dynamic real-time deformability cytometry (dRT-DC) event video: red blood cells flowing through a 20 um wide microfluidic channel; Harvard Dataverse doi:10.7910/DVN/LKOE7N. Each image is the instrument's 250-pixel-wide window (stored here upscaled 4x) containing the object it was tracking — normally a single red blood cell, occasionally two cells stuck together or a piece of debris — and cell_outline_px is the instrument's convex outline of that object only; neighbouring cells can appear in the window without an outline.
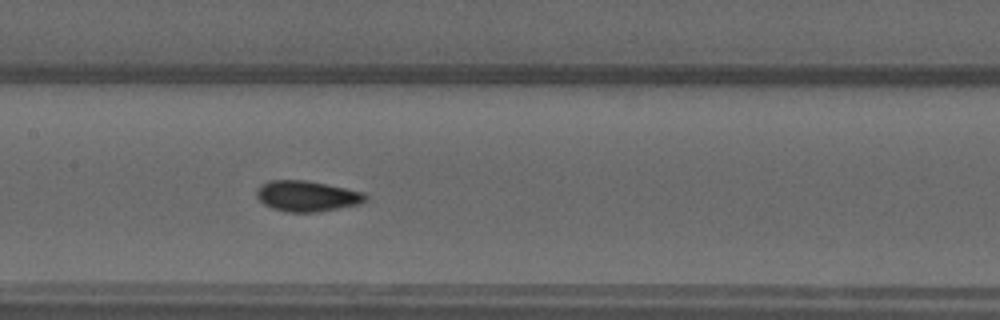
{"species": "common noctule bat (a hibernating species)", "species_latin": "Nyctalus noctula", "temperature_condition": "warm", "stored_images_in_passage": 49, "camera_frame_rate_fps": 3000, "um_per_image_px": 0.085, "animal": {"sex": "male", "forearm_length_mm": 52.5}, "frame": {"image": 1, "passage_image": 23, "time_ms": 7.333, "image_size_px": [1000, 320], "cell_outline_px": [[368, 200], [364, 204], [316, 212], [284, 212], [272, 208], [264, 204], [256, 196], [256, 188], [268, 180], [308, 180], [364, 192], [368, 196]], "centroid_in_image_um": [26.12, 16.67], "position_along_channel_um": 181.3, "area_um2": 19.83}}
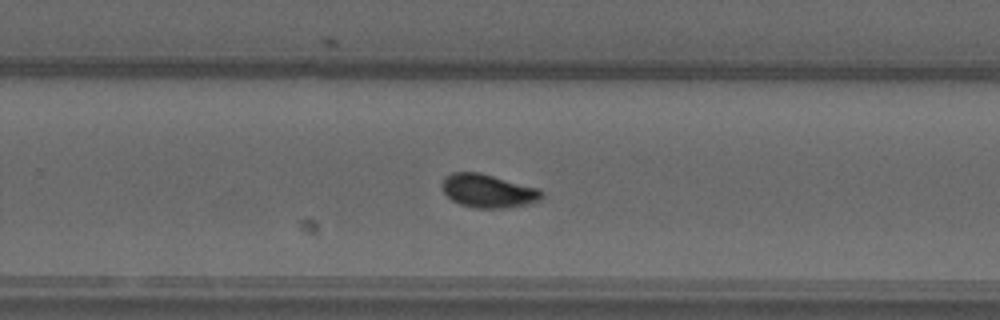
{"frame": {"image": 2, "passage_image": 31, "time_ms": 10.0, "image_size_px": [1000, 320], "cell_outline_px": [[544, 196], [540, 200], [528, 204], [508, 208], [476, 208], [460, 204], [452, 200], [440, 188], [440, 184], [444, 176], [452, 172], [480, 172], [540, 188], [544, 192]], "centroid_in_image_um": [41.5, 16.22], "position_along_channel_um": 288.3, "area_um2": 19.83}}
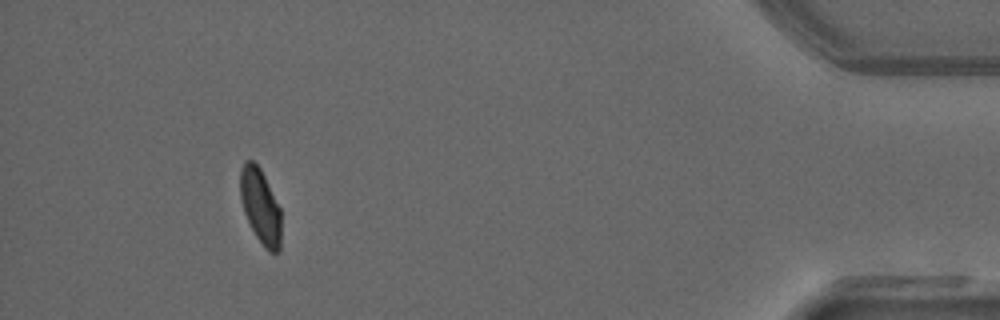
{"frame": {"image": 3, "passage_image": 45, "time_ms": 14.667, "image_size_px": [1000, 320], "cell_outline_px": [[280, 248], [276, 252], [268, 252], [264, 248], [256, 236], [244, 212], [240, 200], [240, 168], [244, 160], [252, 160], [260, 168], [280, 208]], "centroid_in_image_um": [22.11, 17.51], "position_along_channel_um": 413.1, "area_um2": 17.74}, "authors_computed_cell_mechanics": {"area_um2": 18.7272, "velocity_mm_per_s": 4.0427, "shape_relaxation_time_tau1_ms": 5.9521, "shape_relaxation_time_tau2_ms": null, "deformation_change_tau1": 0.1569, "deformation_change_tau2": null}}